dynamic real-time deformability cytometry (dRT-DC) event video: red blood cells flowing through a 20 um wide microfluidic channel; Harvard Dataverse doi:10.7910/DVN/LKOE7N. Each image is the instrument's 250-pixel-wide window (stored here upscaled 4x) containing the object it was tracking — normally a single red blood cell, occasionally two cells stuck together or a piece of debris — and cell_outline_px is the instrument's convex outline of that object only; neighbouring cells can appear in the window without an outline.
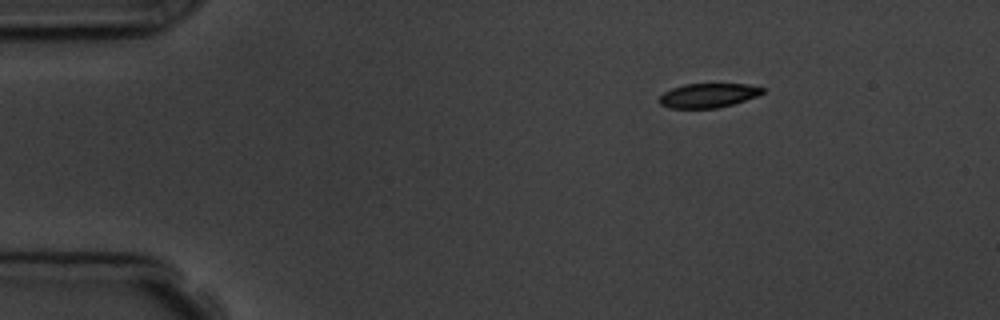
{"species": "common noctule bat (a hibernating species)", "species_latin": "Nyctalus noctula", "temperature_condition": "room temperature", "stored_images_in_passage": 3, "camera_frame_rate_fps": 3000, "um_per_image_px": 0.085, "animal": {"sex": "male", "body_mass_g": 19.5, "forearm_length_mm": 54.6}, "frame": {"image": 1, "passage_image": 1, "time_ms": 0.0, "image_size_px": [1000, 320], "cell_outline_px": [[764, 92], [756, 96], [732, 104], [716, 108], [672, 108], [660, 104], [660, 96], [664, 92], [672, 88], [684, 84], [748, 84], [764, 88]], "centroid_in_image_um": [60.19, 8.1], "position_along_channel_um": 24.8, "area_um2": 14.39}}